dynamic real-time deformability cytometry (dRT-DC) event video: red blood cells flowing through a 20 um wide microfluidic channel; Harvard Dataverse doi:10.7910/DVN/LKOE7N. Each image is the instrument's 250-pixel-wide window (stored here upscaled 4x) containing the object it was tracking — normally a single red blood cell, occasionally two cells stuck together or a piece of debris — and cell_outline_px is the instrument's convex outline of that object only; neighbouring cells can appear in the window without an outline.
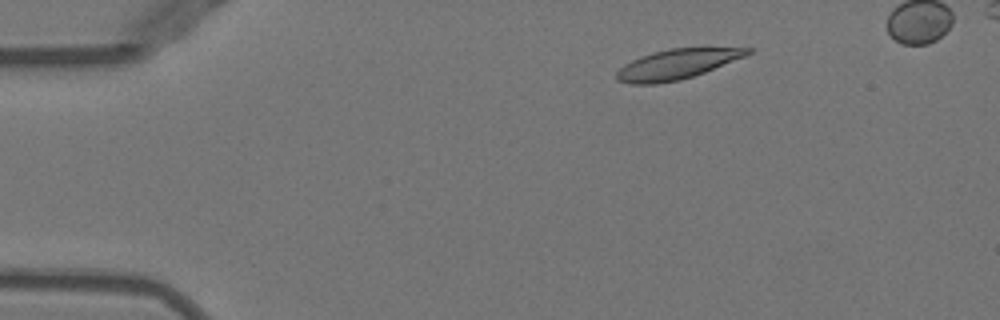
{"species": "Egyptian fruit bat (a non-hibernating species)", "species_latin": "Rousettus aegyptiacus", "temperature_condition": "warm", "stored_images_in_passage": 42, "camera_frame_rate_fps": 3000, "um_per_image_px": 0.085, "animal": {"sex": "female"}, "frame": {"image": 1, "passage_image": 3, "time_ms": 0.667, "image_size_px": [1000, 320], "cell_outline_px": [[756, 48], [752, 52], [744, 56], [704, 72], [680, 80], [656, 84], [628, 84], [616, 80], [616, 72], [624, 64], [640, 56], [652, 52], [668, 48]], "centroid_in_image_um": [57.47, 5.46], "position_along_channel_um": 27.5, "area_um2": 22.72}}
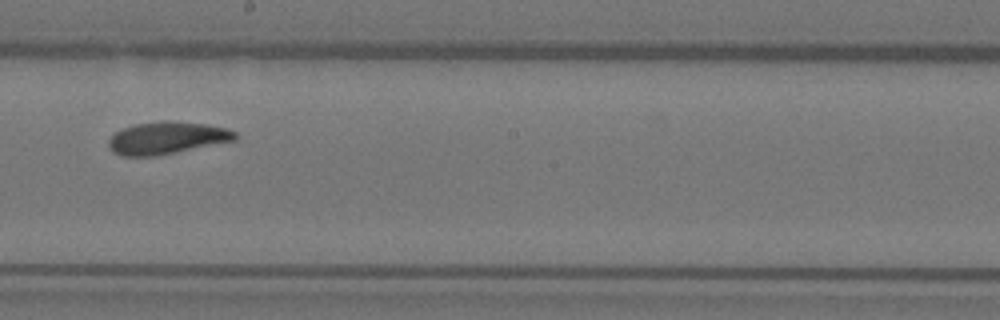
{"frame": {"image": 2, "passage_image": 24, "time_ms": 7.667, "image_size_px": [1000, 320], "cell_outline_px": [[240, 136], [236, 140], [156, 156], [120, 156], [112, 152], [108, 148], [108, 140], [116, 132], [124, 128], [136, 124], [164, 120], [168, 120], [204, 124], [228, 128], [236, 132]], "centroid_in_image_um": [14.19, 11.73], "position_along_channel_um": 234.0, "area_um2": 23.93}}
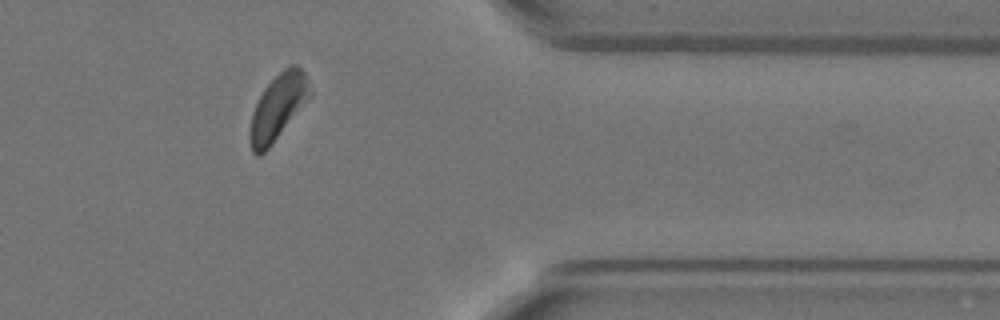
{"frame": {"image": 3, "passage_image": 37, "time_ms": 12.0, "image_size_px": [1000, 320], "cell_outline_px": [[312, 96], [268, 148], [260, 156], [256, 156], [252, 152], [248, 136], [248, 132], [252, 112], [264, 88], [288, 64], [296, 64], [304, 72], [308, 80], [312, 92]], "centroid_in_image_um": [23.62, 9.11], "position_along_channel_um": 387.8, "area_um2": 23.0}}